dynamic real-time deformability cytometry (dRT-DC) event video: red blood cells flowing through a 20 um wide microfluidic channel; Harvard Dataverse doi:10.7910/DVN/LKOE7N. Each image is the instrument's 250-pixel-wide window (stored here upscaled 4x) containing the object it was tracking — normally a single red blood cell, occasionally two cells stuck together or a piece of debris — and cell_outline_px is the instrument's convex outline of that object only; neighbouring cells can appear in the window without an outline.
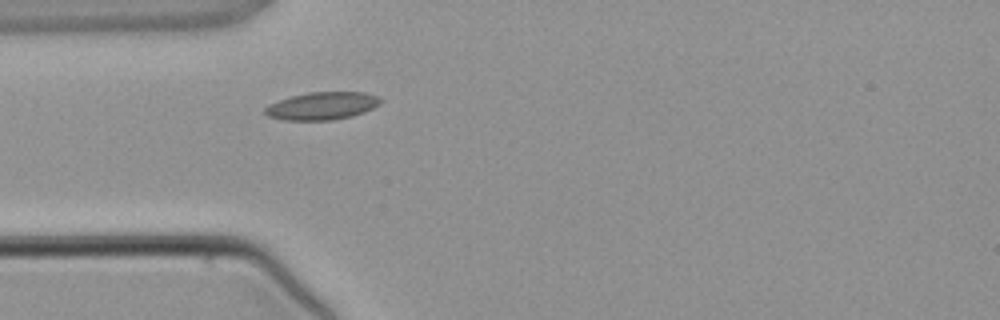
{"species": "common noctule bat (a hibernating species)", "species_latin": "Nyctalus noctula", "temperature_condition": "warm", "stored_images_in_passage": 4, "camera_frame_rate_fps": 3000, "um_per_image_px": 0.085, "animal": {"sex": "male", "body_mass_g": 21.5, "forearm_length_mm": 52.0}, "frame": {"image": 1, "passage_image": 4, "time_ms": 4.667, "image_size_px": [1000, 320], "cell_outline_px": [[384, 100], [380, 104], [364, 112], [352, 116], [332, 120], [284, 120], [268, 116], [264, 112], [264, 108], [268, 104], [292, 96], [308, 92], [364, 92], [380, 96]], "centroid_in_image_um": [27.41, 8.99], "position_along_channel_um": 57.6, "area_um2": 18.73}}